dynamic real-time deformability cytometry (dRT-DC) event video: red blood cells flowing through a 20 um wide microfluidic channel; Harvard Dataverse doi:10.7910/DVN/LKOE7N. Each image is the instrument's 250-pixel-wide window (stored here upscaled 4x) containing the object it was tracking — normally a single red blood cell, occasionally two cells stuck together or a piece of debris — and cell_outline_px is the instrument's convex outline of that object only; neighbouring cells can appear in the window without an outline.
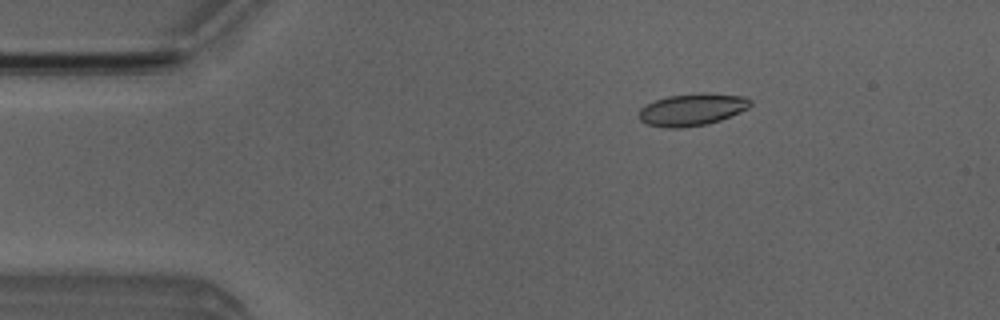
{"species": "Egyptian fruit bat (a non-hibernating species)", "species_latin": "Rousettus aegyptiacus", "temperature_condition": "room temperature", "stored_images_in_passage": 51, "camera_frame_rate_fps": 3000, "um_per_image_px": 0.085, "animal": {"sex": "male"}, "frame": {"image": 1, "passage_image": 8, "time_ms": 2.333, "image_size_px": [1000, 320], "cell_outline_px": [[752, 104], [748, 108], [740, 112], [720, 120], [708, 124], [680, 128], [668, 128], [648, 124], [640, 120], [640, 108], [644, 104], [668, 96], [700, 92], [744, 96], [752, 100]], "centroid_in_image_um": [58.85, 9.3], "position_along_channel_um": 26.2, "area_um2": 20.92}}
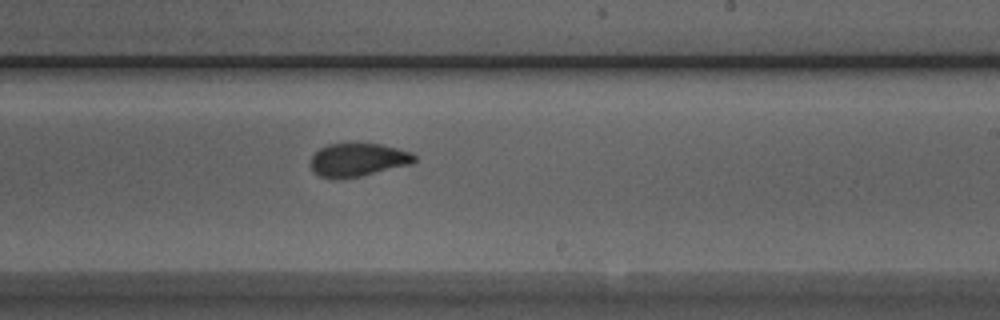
{"frame": {"image": 2, "passage_image": 30, "time_ms": 9.667, "image_size_px": [1000, 320], "cell_outline_px": [[416, 160], [412, 164], [360, 176], [340, 180], [332, 180], [320, 176], [312, 172], [308, 164], [312, 156], [320, 148], [328, 144], [356, 140], [380, 144], [412, 152], [416, 156]], "centroid_in_image_um": [30.37, 13.56], "position_along_channel_um": 258.6, "area_um2": 21.15}}
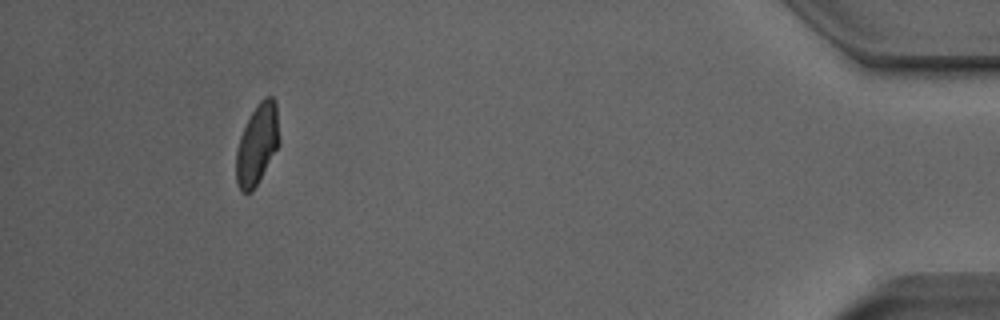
{"frame": {"image": 3, "passage_image": 47, "time_ms": 15.333, "image_size_px": [1000, 320], "cell_outline_px": [[280, 144], [252, 192], [240, 192], [236, 180], [236, 152], [240, 136], [252, 112], [260, 100], [264, 96], [272, 96], [276, 104], [280, 140]], "centroid_in_image_um": [21.87, 12.27], "position_along_channel_um": 413.3, "area_um2": 20.17}, "authors_computed_cell_mechanics": {"area_um2": 20.6924, "velocity_mm_per_s": 3.981, "shape_relaxation_time_tau1_ms": 4.8778, "shape_relaxation_time_tau2_ms": 0.814, "deformation_change_tau1": 0.1472, "deformation_change_tau2": 0.057}}